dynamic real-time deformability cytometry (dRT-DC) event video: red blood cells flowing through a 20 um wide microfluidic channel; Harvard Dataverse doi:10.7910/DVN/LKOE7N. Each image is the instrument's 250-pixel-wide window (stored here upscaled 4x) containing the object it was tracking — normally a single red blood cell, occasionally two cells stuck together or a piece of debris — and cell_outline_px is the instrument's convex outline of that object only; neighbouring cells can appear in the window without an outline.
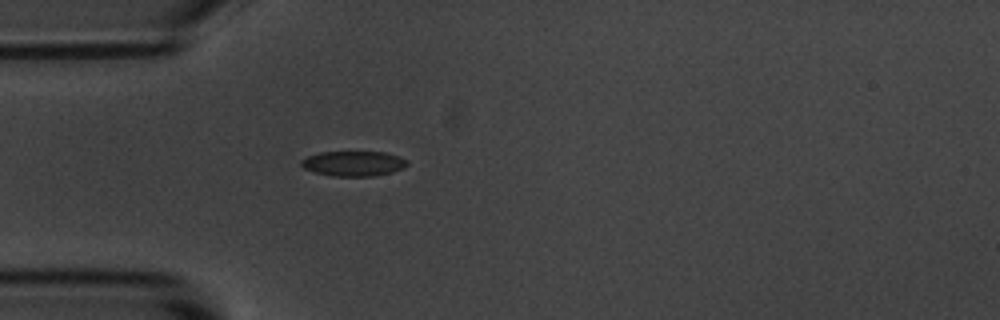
{"species": "common noctule bat (a hibernating species)", "species_latin": "Nyctalus noctula", "temperature_condition": "room temperature", "stored_images_in_passage": 1, "camera_frame_rate_fps": 3000, "um_per_image_px": 0.085, "animal": {"sex": "male", "body_mass_g": 20.1, "forearm_length_mm": 53.5}, "frame": {"image": 1, "passage_image": 1, "time_ms": 0.0, "image_size_px": [1000, 320], "cell_outline_px": [[408, 164], [404, 168], [392, 172], [376, 176], [332, 176], [316, 172], [304, 168], [300, 164], [300, 160], [308, 156], [320, 152], [384, 152], [408, 160]], "centroid_in_image_um": [30.05, 13.9], "position_along_channel_um": 54.9, "area_um2": 15.43}}